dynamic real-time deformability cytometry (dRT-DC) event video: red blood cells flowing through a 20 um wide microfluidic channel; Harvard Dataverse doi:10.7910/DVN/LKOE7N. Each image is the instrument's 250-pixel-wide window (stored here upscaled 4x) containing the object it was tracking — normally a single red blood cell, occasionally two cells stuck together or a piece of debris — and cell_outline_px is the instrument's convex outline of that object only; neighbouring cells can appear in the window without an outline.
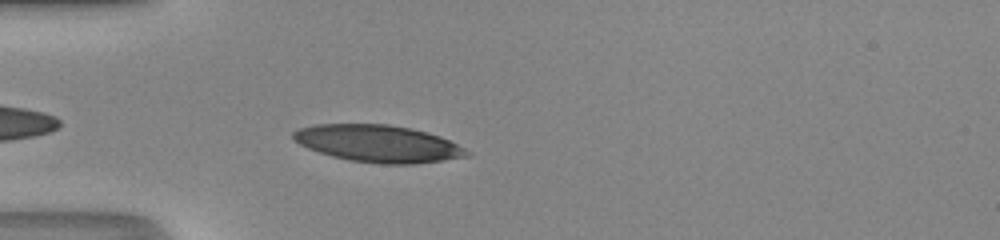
{"species": "human", "species_latin": "Homo sapiens", "temperature_condition": "room temperature", "stored_images_in_passage": 35, "camera_frame_rate_fps": 3000, "um_per_image_px": 0.085, "donor": {"sex": "male"}, "frame": {"image": 1, "passage_image": 3, "time_ms": 0.667, "image_size_px": [1000, 240], "cell_outline_px": [[472, 156], [416, 164], [380, 164], [348, 160], [332, 156], [308, 148], [292, 140], [292, 132], [300, 128], [316, 124], [388, 124], [408, 128], [440, 136], [472, 152]], "centroid_in_image_um": [32.14, 12.21], "position_along_channel_um": 52.9, "area_um2": 37.51}}
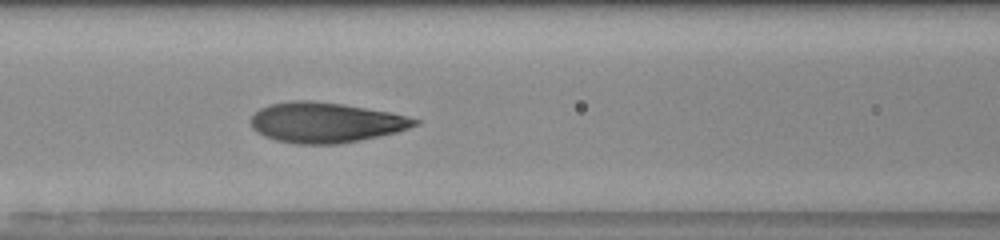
{"frame": {"image": 2, "passage_image": 10, "time_ms": 3.0, "image_size_px": [1000, 240], "cell_outline_px": [[420, 124], [396, 132], [360, 140], [340, 144], [296, 144], [276, 140], [264, 136], [256, 132], [252, 128], [252, 116], [260, 108], [272, 104], [292, 100], [308, 100], [344, 104], [388, 112], [408, 116], [420, 120]], "centroid_in_image_um": [27.68, 10.41], "position_along_channel_um": 138.9, "area_um2": 38.32}}
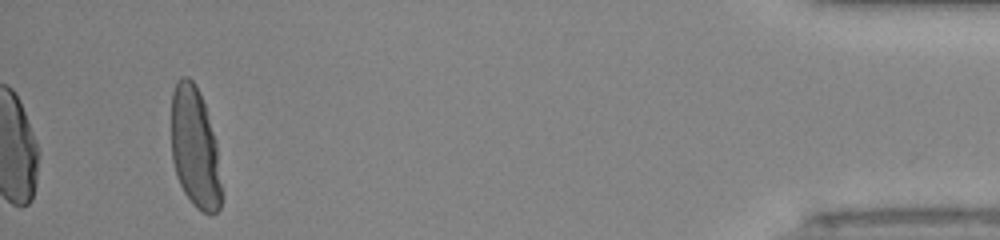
{"frame": {"image": 3, "passage_image": 35, "time_ms": 11.333, "image_size_px": [1000, 240], "cell_outline_px": [[220, 208], [212, 216], [196, 208], [192, 204], [184, 192], [176, 176], [172, 160], [172, 92], [176, 80], [180, 76], [188, 76], [192, 80], [204, 104], [216, 140], [220, 184]], "centroid_in_image_um": [16.54, 12.57], "position_along_channel_um": 418.7, "area_um2": 35.03}, "authors_computed_cell_mechanics": {"area_um2": 37.5122, "velocity_mm_per_s": 4.2066, "shape_relaxation_time_tau1_ms": 3.7331, "shape_relaxation_time_tau2_ms": null, "deformation_change_tau1": 0.2021, "deformation_change_tau2": null}}